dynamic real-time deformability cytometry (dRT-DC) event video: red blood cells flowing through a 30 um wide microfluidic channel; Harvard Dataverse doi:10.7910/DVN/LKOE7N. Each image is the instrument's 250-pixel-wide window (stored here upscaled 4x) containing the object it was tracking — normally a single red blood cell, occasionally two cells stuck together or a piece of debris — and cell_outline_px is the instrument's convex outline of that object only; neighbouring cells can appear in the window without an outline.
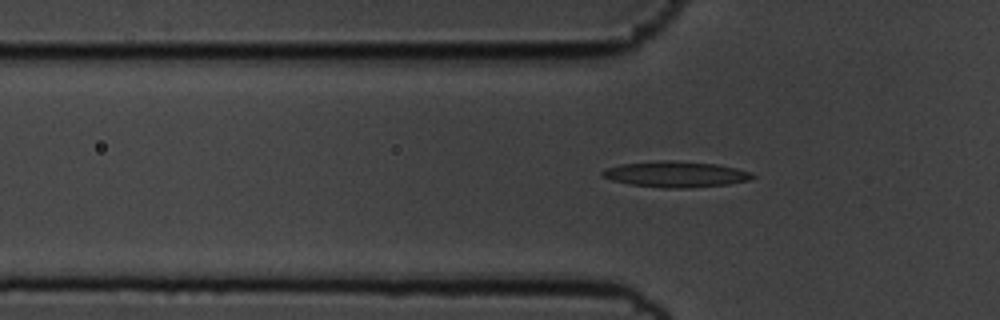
{"species": "common noctule bat (a hibernating species)", "species_latin": "Nyctalus noctula", "temperature_condition": "cold", "stored_images_in_passage": 42, "camera_frame_rate_fps": 3000, "um_per_image_px": 0.085, "animal": {"sex": "male", "body_mass_g": 19.5, "forearm_length_mm": 54.6}, "frame": {"image": 1, "passage_image": 3, "time_ms": 0.667, "image_size_px": [1000, 320], "cell_outline_px": [[756, 176], [748, 180], [728, 184], [688, 188], [664, 188], [628, 184], [612, 180], [600, 176], [600, 172], [604, 168], [624, 164], [660, 160], [672, 160], [716, 164], [736, 168], [748, 172]], "centroid_in_image_um": [57.38, 14.81], "position_along_channel_um": 68.4, "area_um2": 22.6}}
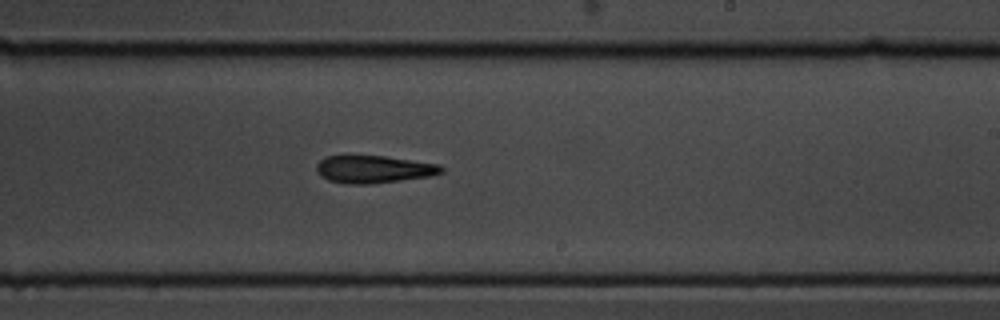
{"frame": {"image": 2, "passage_image": 19, "time_ms": 6.0, "image_size_px": [1000, 320], "cell_outline_px": [[444, 172], [432, 176], [372, 184], [348, 184], [328, 180], [320, 176], [316, 172], [316, 164], [324, 156], [384, 156], [440, 164], [444, 168]], "centroid_in_image_um": [31.77, 14.39], "position_along_channel_um": 257.2, "area_um2": 20.23}}
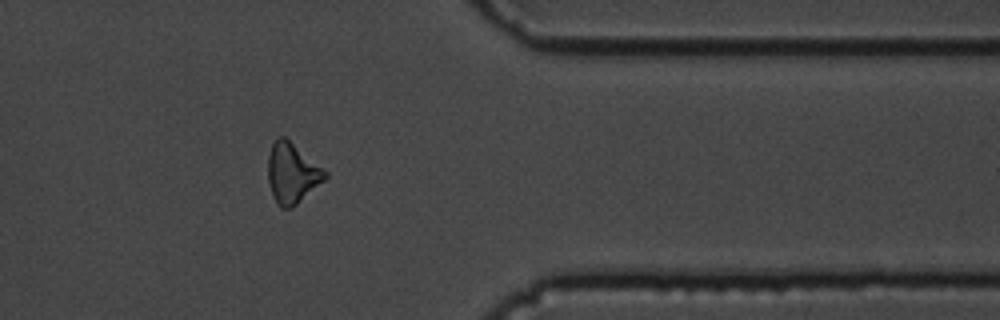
{"frame": {"image": 3, "passage_image": 31, "time_ms": 10.0, "image_size_px": [1000, 320], "cell_outline_px": [[328, 176], [324, 180], [292, 208], [280, 208], [276, 204], [268, 180], [268, 156], [272, 144], [280, 136], [284, 136], [328, 172]], "centroid_in_image_um": [24.82, 14.73], "position_along_channel_um": 386.6, "area_um2": 19.77}, "authors_computed_cell_mechanics": {"area_um2": 20.3456, "velocity_mm_per_s": 3.5533, "shape_relaxation_time_tau1_ms": 6.8934, "shape_relaxation_time_tau2_ms": null, "deformation_change_tau1": 0.1549, "deformation_change_tau2": null}}